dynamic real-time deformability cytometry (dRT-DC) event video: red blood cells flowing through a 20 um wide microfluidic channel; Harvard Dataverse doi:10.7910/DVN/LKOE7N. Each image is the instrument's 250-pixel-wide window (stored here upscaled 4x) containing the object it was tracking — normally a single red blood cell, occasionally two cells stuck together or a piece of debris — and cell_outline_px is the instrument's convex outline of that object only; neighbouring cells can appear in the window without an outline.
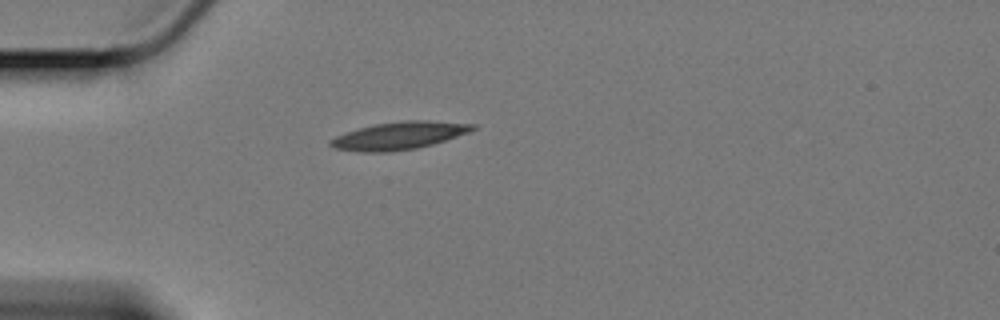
{"species": "Egyptian fruit bat (a non-hibernating species)", "species_latin": "Rousettus aegyptiacus", "temperature_condition": "cold", "stored_images_in_passage": 34, "camera_frame_rate_fps": 3000, "um_per_image_px": 0.085, "animal": {"sex": "female"}, "frame": {"image": 1, "passage_image": 1, "time_ms": 0.0, "image_size_px": [1000, 320], "cell_outline_px": [[476, 128], [468, 132], [432, 144], [416, 148], [392, 152], [360, 152], [336, 148], [328, 144], [328, 140], [336, 136], [372, 124], [404, 120], [428, 120], [476, 124]], "centroid_in_image_um": [33.91, 11.52], "position_along_channel_um": 51.1, "area_um2": 22.77}}
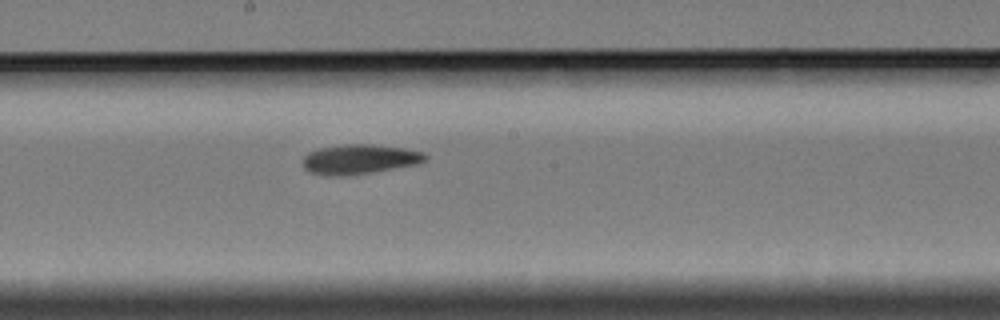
{"frame": {"image": 2, "passage_image": 17, "time_ms": 5.333, "image_size_px": [1000, 320], "cell_outline_px": [[428, 160], [420, 164], [372, 172], [340, 176], [308, 172], [304, 168], [304, 156], [308, 152], [320, 148], [344, 144], [372, 144], [404, 148], [424, 152], [428, 156]], "centroid_in_image_um": [30.62, 13.52], "position_along_channel_um": 217.6, "area_um2": 21.21}}
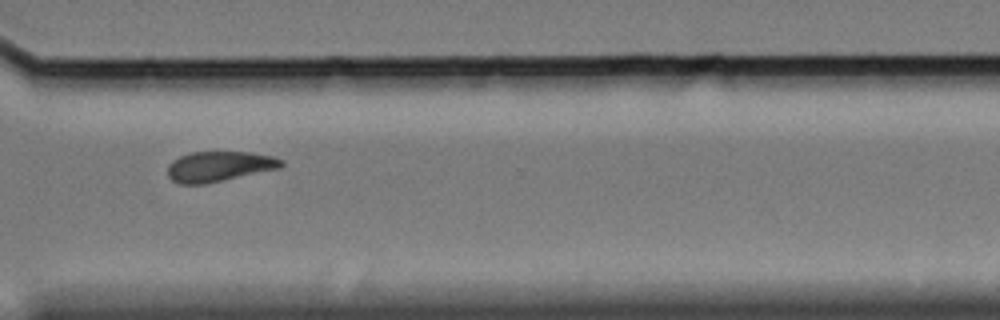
{"frame": {"image": 3, "passage_image": 29, "time_ms": 9.333, "image_size_px": [1000, 320], "cell_outline_px": [[284, 164], [280, 168], [204, 184], [180, 184], [172, 180], [168, 176], [168, 164], [172, 160], [188, 152], [252, 152], [272, 156], [284, 160]], "centroid_in_image_um": [18.62, 14.14], "position_along_channel_um": 352.0, "area_um2": 20.06}}